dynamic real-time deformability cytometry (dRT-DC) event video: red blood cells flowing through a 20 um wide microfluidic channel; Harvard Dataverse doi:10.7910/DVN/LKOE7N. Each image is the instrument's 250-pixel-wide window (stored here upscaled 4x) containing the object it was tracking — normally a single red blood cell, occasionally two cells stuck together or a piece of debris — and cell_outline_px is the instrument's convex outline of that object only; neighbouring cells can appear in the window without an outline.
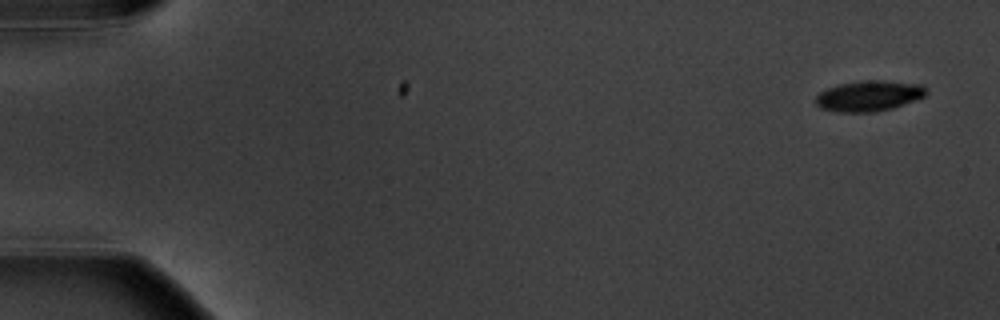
{"species": "common noctule bat (a hibernating species)", "species_latin": "Nyctalus noctula", "temperature_condition": "warm", "stored_images_in_passage": 5, "camera_frame_rate_fps": 3000, "um_per_image_px": 0.085, "animal": {"sex": "male", "body_mass_g": 20.1, "forearm_length_mm": 53.5}, "frame": {"image": 1, "passage_image": 1, "time_ms": 0.0, "image_size_px": [1000, 320], "cell_outline_px": [[928, 92], [924, 96], [892, 108], [876, 112], [840, 112], [820, 108], [816, 104], [816, 96], [820, 92], [828, 88], [840, 84], [864, 80], [884, 80], [924, 84], [928, 88]], "centroid_in_image_um": [73.89, 8.14], "position_along_channel_um": 11.1, "area_um2": 19.77}}
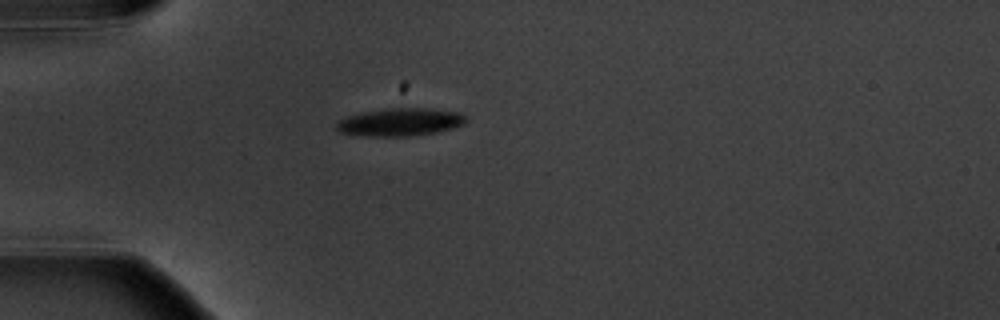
{"frame": {"image": 2, "passage_image": 5, "time_ms": 4.667, "image_size_px": [1000, 320], "cell_outline_px": [[468, 120], [464, 124], [452, 128], [436, 132], [408, 136], [376, 136], [340, 132], [336, 128], [336, 120], [360, 112], [392, 108], [424, 108], [456, 112], [468, 116]], "centroid_in_image_um": [34.02, 10.37], "position_along_channel_um": 51.0, "area_um2": 20.81}}